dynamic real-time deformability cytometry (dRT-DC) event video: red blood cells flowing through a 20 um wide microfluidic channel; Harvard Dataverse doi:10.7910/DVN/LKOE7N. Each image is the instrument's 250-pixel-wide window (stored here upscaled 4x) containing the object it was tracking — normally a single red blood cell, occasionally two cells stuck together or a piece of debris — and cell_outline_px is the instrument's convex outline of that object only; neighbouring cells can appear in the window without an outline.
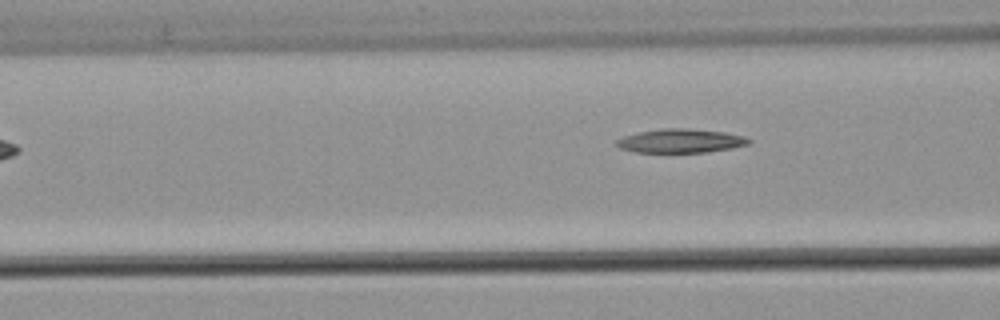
{"species": "common noctule bat (a hibernating species)", "species_latin": "Nyctalus noctula", "temperature_condition": "warm", "stored_images_in_passage": 4, "camera_frame_rate_fps": 3000, "um_per_image_px": 0.085, "animal": {"sex": "male", "body_mass_g": 21.5, "forearm_length_mm": 52.0}, "frame": {"image": 1, "passage_image": 4, "time_ms": 1.0, "image_size_px": [1000, 320], "cell_outline_px": [[752, 140], [748, 144], [732, 148], [704, 152], [632, 152], [620, 148], [616, 144], [616, 140], [624, 136], [640, 132], [664, 128], [684, 128], [724, 132], [744, 136]], "centroid_in_image_um": [57.85, 11.97], "position_along_channel_um": 108.8, "area_um2": 18.21}}